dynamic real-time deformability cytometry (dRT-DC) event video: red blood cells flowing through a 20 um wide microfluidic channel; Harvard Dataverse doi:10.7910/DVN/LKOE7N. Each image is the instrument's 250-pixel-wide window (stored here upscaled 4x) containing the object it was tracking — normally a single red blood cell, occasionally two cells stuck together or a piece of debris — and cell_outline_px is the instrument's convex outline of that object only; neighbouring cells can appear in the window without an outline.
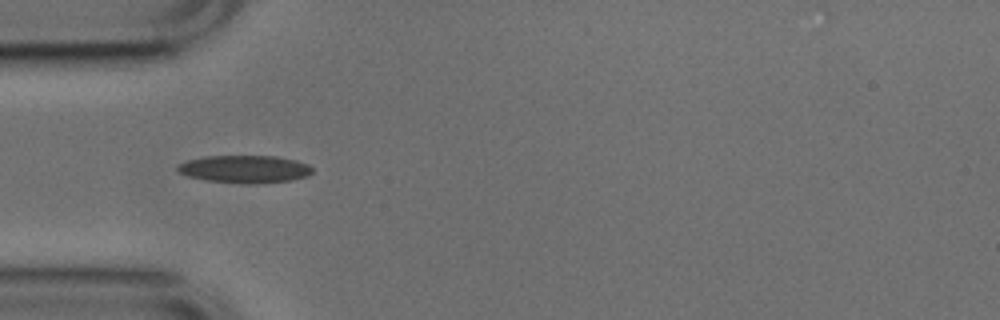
{"species": "common noctule bat (a hibernating species)", "species_latin": "Nyctalus noctula", "temperature_condition": "cold", "stored_images_in_passage": 5, "camera_frame_rate_fps": 3000, "um_per_image_px": 0.085, "animal": {"sex": "male", "body_mass_g": 17.9, "forearm_length_mm": 54.2}, "frame": {"image": 1, "passage_image": 3, "time_ms": 0.667, "image_size_px": [1000, 320], "cell_outline_px": [[312, 172], [308, 176], [292, 180], [256, 184], [244, 184], [208, 180], [188, 176], [180, 172], [176, 168], [180, 164], [188, 160], [204, 156], [276, 156], [296, 160], [308, 164], [312, 168]], "centroid_in_image_um": [20.84, 14.37], "position_along_channel_um": 64.2, "area_um2": 21.68}}